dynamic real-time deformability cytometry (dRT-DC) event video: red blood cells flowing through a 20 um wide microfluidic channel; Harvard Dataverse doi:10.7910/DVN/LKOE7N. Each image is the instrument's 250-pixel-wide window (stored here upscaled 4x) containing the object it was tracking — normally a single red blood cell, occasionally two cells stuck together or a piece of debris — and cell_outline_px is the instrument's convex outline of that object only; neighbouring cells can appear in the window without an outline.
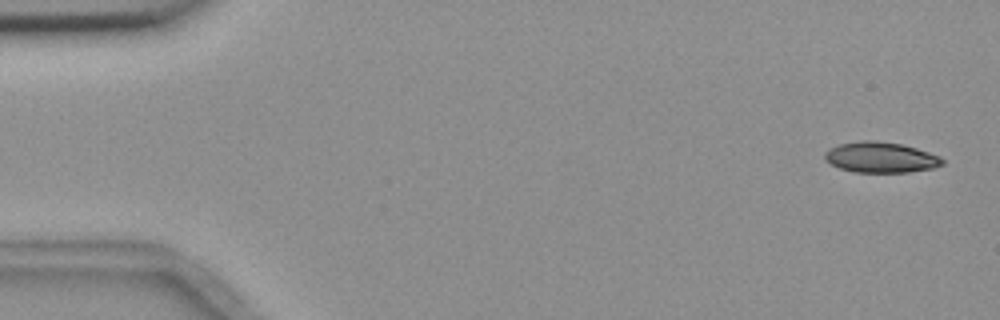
{"species": "common noctule bat (a hibernating species)", "species_latin": "Nyctalus noctula", "temperature_condition": "room temperature", "stored_images_in_passage": 4, "camera_frame_rate_fps": 3000, "um_per_image_px": 0.085, "animal": {"sex": "female", "body_mass_g": 18.4}, "frame": {"image": 1, "passage_image": 1, "time_ms": 0.0, "image_size_px": [1000, 320], "cell_outline_px": [[944, 164], [932, 168], [908, 172], [856, 172], [840, 168], [832, 164], [824, 156], [824, 152], [828, 148], [840, 144], [860, 140], [876, 140], [900, 144], [916, 148], [940, 156], [944, 160]], "centroid_in_image_um": [74.86, 13.36], "position_along_channel_um": 10.1, "area_um2": 20.87}}
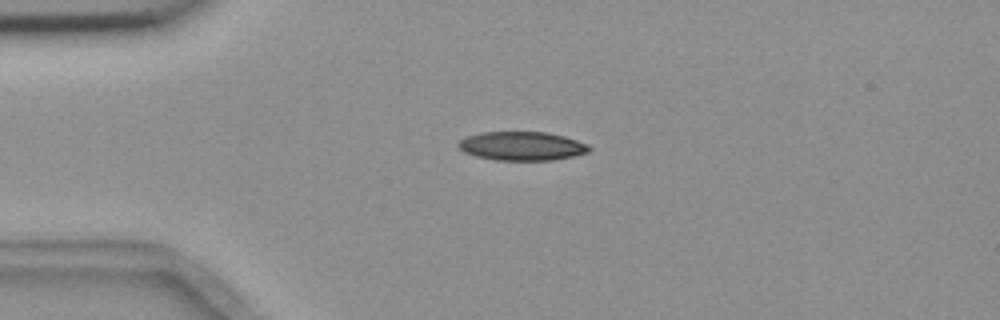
{"frame": {"image": 2, "passage_image": 3, "time_ms": 3.667, "image_size_px": [1000, 320], "cell_outline_px": [[592, 152], [552, 160], [496, 160], [476, 156], [464, 152], [456, 144], [464, 136], [480, 132], [548, 132], [564, 136], [588, 144], [592, 148]], "centroid_in_image_um": [44.37, 12.41], "position_along_channel_um": 40.6, "area_um2": 22.14}}